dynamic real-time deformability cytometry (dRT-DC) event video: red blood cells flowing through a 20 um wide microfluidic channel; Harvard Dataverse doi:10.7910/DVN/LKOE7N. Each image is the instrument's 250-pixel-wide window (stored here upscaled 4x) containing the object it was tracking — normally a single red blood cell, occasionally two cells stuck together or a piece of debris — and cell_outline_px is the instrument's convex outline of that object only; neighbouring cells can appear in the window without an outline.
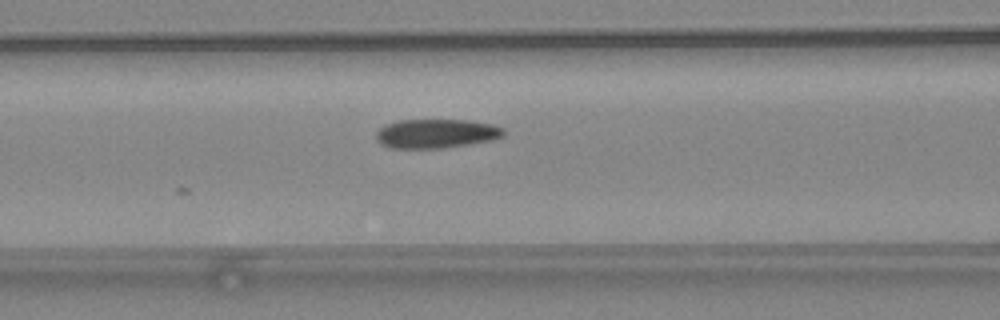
{"species": "common noctule bat (a hibernating species)", "species_latin": "Nyctalus noctula", "temperature_condition": "warm", "stored_images_in_passage": 5, "camera_frame_rate_fps": 3000, "um_per_image_px": 0.085, "animal": {"sex": "female", "body_mass_g": 24.6, "forearm_length_mm": 56.2}, "frame": {"image": 1, "passage_image": 5, "time_ms": 1.333, "image_size_px": [1000, 320], "cell_outline_px": [[504, 136], [492, 140], [468, 144], [440, 148], [392, 148], [380, 144], [376, 140], [376, 132], [380, 128], [388, 124], [400, 120], [468, 120], [492, 124], [504, 128]], "centroid_in_image_um": [37.08, 11.35], "position_along_channel_um": 129.5, "area_um2": 21.56}}